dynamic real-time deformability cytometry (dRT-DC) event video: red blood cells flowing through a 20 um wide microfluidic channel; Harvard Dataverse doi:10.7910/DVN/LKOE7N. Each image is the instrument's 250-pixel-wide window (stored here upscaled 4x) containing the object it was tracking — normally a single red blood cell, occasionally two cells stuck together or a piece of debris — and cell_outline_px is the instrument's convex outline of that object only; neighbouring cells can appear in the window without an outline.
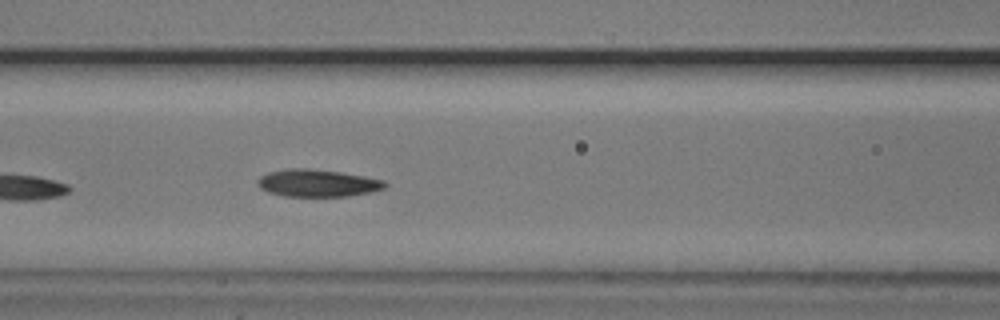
{"species": "common noctule bat (a hibernating species)", "species_latin": "Nyctalus noctula", "temperature_condition": "cold", "stored_images_in_passage": 6, "segment_of_instrument_passage": [1, 2], "camera_frame_rate_fps": 3000, "um_per_image_px": 0.085, "animal": {"sex": "male", "body_mass_g": 20.5, "forearm_length_mm": 52.5}, "frame": {"image": 1, "passage_image": 5, "time_ms": 1.333, "image_size_px": [1000, 320], "cell_outline_px": [[388, 184], [384, 188], [372, 192], [348, 196], [284, 196], [268, 192], [260, 188], [256, 184], [256, 180], [260, 176], [268, 172], [288, 168], [308, 168], [340, 172], [364, 176], [384, 180]], "centroid_in_image_um": [26.96, 15.56], "position_along_channel_um": 139.6, "area_um2": 20.4}}